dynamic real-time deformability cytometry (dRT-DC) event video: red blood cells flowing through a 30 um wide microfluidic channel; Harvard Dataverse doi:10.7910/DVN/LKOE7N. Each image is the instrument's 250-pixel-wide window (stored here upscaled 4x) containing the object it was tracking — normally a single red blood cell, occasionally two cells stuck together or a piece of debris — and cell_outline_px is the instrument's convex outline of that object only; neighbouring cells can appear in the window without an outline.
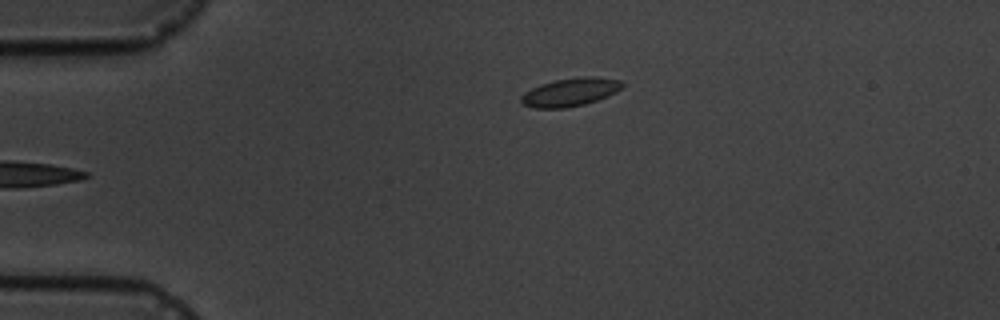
{"species": "common noctule bat (a hibernating species)", "species_latin": "Nyctalus noctula", "temperature_condition": "cold", "stored_images_in_passage": 6, "camera_frame_rate_fps": 3000, "um_per_image_px": 0.085, "animal": {"sex": "male", "body_mass_g": 19.5, "forearm_length_mm": 54.6}, "frame": {"image": 1, "passage_image": 6, "time_ms": 6.0, "image_size_px": [1000, 320], "cell_outline_px": [[624, 88], [608, 96], [584, 104], [564, 108], [536, 108], [524, 104], [520, 100], [520, 96], [524, 92], [540, 84], [556, 80], [580, 76], [592, 76], [620, 80], [624, 84]], "centroid_in_image_um": [48.49, 7.82], "position_along_channel_um": 36.5, "area_um2": 16.65}}